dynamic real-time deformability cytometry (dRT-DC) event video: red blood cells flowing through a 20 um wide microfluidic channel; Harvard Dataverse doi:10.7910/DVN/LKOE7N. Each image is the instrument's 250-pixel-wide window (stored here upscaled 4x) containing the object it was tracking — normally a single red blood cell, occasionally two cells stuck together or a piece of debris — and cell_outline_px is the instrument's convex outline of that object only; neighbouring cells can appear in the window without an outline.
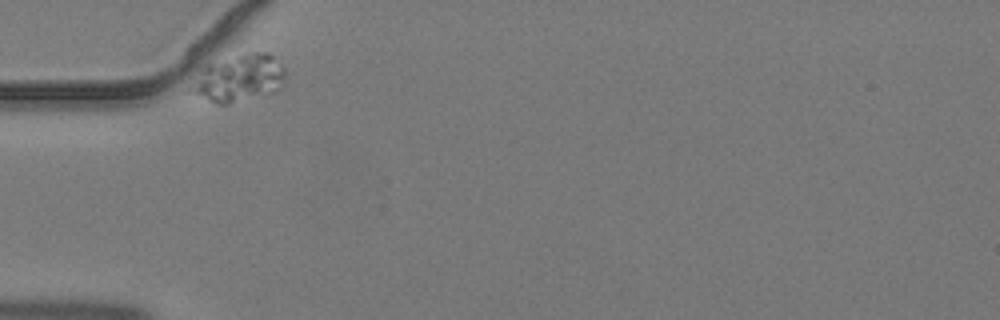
{"species": "common noctule bat (a hibernating species)", "species_latin": "Nyctalus noctula", "temperature_condition": "warm", "stored_images_in_passage": 2, "camera_frame_rate_fps": 3000, "um_per_image_px": 0.085, "animal": {"sex": "male", "body_mass_g": 19.2, "forearm_length_mm": 51.8}, "frame": {"image": 1, "passage_image": 1, "time_ms": 0.0, "image_size_px": [1000, 320], "cell_outline_px": [[284, 76], [280, 88], [276, 92], [228, 104], [220, 104], [188, 92], [188, 88], [200, 68], [204, 64], [252, 52], [268, 52], [284, 68]], "centroid_in_image_um": [20.26, 6.65], "position_along_channel_um": 64.7, "area_um2": 25.89}}
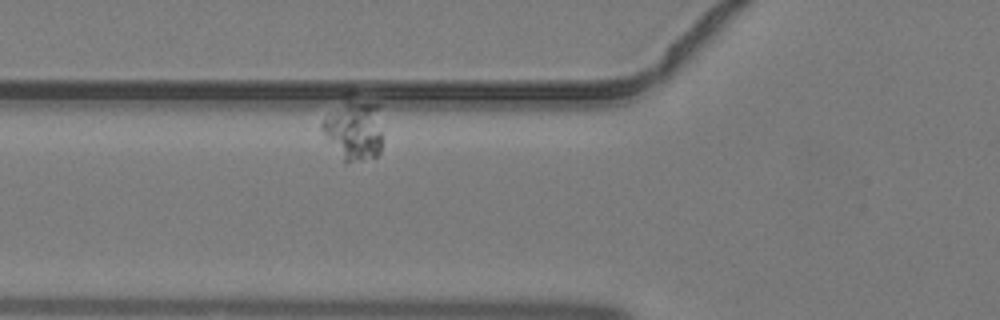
{"frame": {"image": 2, "passage_image": 2, "time_ms": 0.333, "image_size_px": [1000, 320], "cell_outline_px": [[380, 152], [376, 156], [360, 160], [344, 160], [328, 140], [320, 128], [320, 124], [344, 92], [352, 92], [380, 104]], "centroid_in_image_um": [30.07, 10.81], "position_along_channel_um": 95.7, "area_um2": 22.43}}